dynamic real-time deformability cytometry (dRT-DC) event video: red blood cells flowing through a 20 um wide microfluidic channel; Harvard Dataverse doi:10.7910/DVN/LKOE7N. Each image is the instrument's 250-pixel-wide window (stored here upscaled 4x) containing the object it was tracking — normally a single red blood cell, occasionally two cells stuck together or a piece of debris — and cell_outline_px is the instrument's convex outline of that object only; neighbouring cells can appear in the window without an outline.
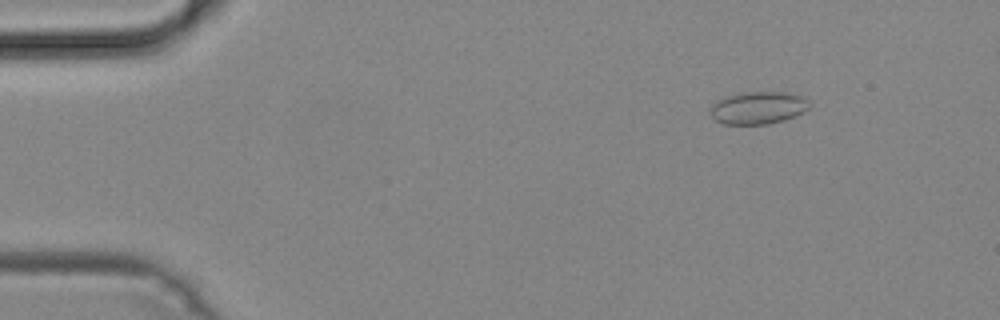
{"species": "common noctule bat (a hibernating species)", "species_latin": "Nyctalus noctula", "temperature_condition": "cold", "stored_images_in_passage": 50, "camera_frame_rate_fps": 3000, "um_per_image_px": 0.085, "animal": {"sex": "male", "body_mass_g": 19.2, "forearm_length_mm": 51.8}, "frame": {"image": 1, "passage_image": 7, "time_ms": 2.0, "image_size_px": [1000, 320], "cell_outline_px": [[808, 108], [804, 112], [784, 120], [768, 124], [724, 124], [716, 120], [712, 116], [712, 104], [716, 100], [724, 96], [744, 92], [784, 92], [800, 96], [808, 100]], "centroid_in_image_um": [64.42, 9.16], "position_along_channel_um": 20.6, "area_um2": 18.61}}
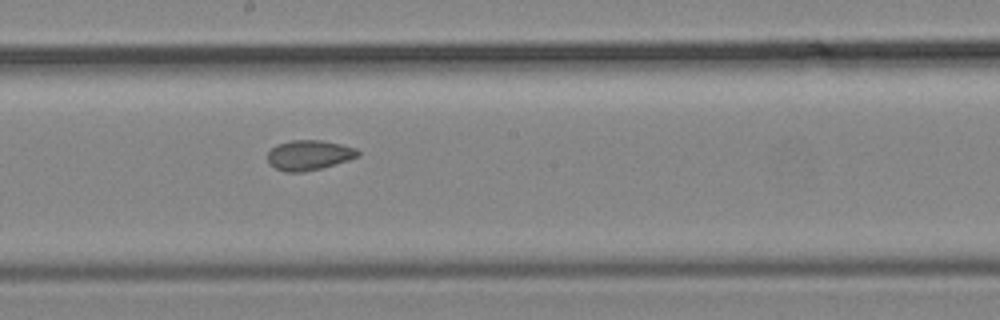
{"frame": {"image": 2, "passage_image": 28, "time_ms": 9.0, "image_size_px": [1000, 320], "cell_outline_px": [[360, 156], [348, 160], [320, 168], [304, 172], [284, 172], [268, 164], [268, 152], [276, 144], [292, 140], [320, 140], [340, 144], [356, 148], [360, 152]], "centroid_in_image_um": [26.25, 13.18], "position_along_channel_um": 221.9, "area_um2": 15.78}}
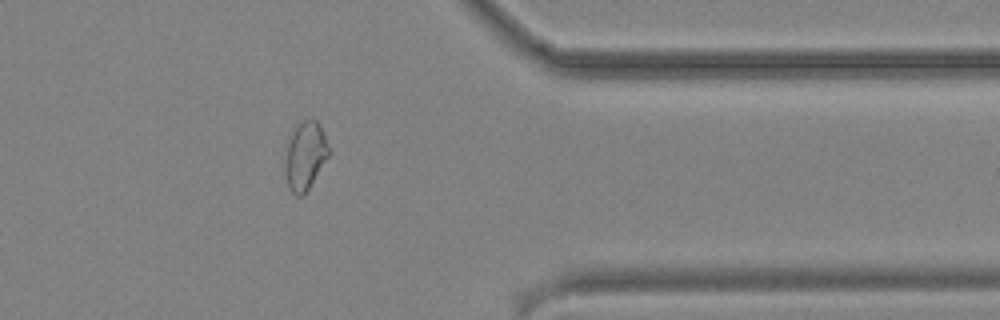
{"frame": {"image": 3, "passage_image": 41, "time_ms": 13.333, "image_size_px": [1000, 320], "cell_outline_px": [[332, 152], [308, 188], [300, 196], [296, 196], [292, 192], [288, 184], [284, 172], [284, 144], [292, 128], [296, 124], [304, 120], [316, 120], [320, 124], [332, 148]], "centroid_in_image_um": [25.93, 13.16], "position_along_channel_um": 385.5, "area_um2": 18.15}}